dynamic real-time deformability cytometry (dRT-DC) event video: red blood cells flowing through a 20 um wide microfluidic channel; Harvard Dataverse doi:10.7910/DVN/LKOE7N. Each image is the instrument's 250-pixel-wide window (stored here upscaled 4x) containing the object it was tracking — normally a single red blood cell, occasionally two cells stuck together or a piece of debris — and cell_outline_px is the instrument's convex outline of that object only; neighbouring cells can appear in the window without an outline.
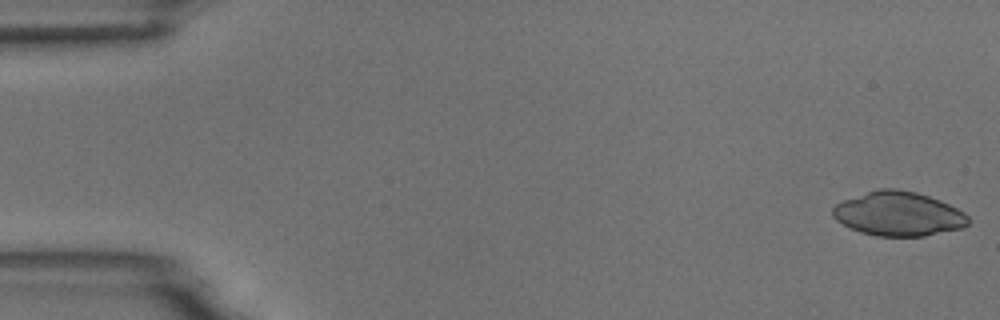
{"species": "common noctule bat (a hibernating species)", "species_latin": "Nyctalus noctula", "temperature_condition": "room temperature", "stored_images_in_passage": 4, "camera_frame_rate_fps": 3000, "um_per_image_px": 0.085, "animal": {"sex": "male", "body_mass_g": 18.8}, "frame": {"image": 1, "passage_image": 1, "time_ms": 0.0, "image_size_px": [1000, 320], "cell_outline_px": [[968, 224], [964, 228], [924, 236], [876, 236], [860, 232], [848, 228], [836, 220], [832, 216], [832, 208], [836, 204], [844, 200], [880, 188], [896, 188], [916, 192], [940, 200], [964, 212], [968, 216]], "centroid_in_image_um": [76.36, 18.19], "position_along_channel_um": 8.6, "area_um2": 34.97}}